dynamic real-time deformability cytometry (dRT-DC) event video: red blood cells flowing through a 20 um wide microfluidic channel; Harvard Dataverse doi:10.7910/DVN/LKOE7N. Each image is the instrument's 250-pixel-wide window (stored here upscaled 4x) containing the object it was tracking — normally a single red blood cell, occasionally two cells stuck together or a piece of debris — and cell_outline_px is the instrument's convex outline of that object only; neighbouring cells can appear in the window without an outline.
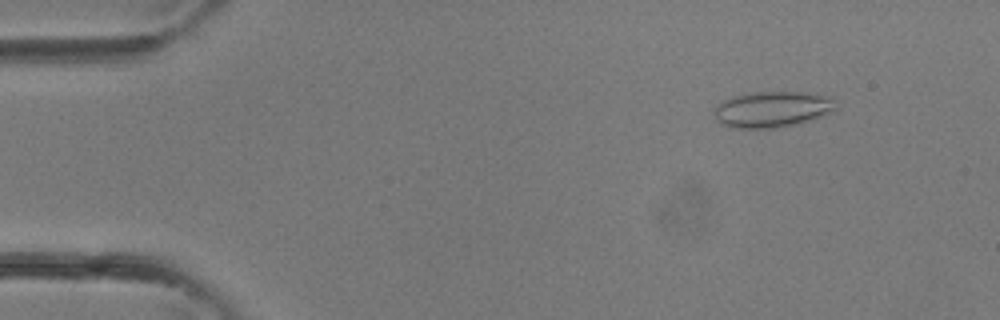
{"species": "common noctule bat (a hibernating species)", "species_latin": "Nyctalus noctula", "temperature_condition": "room temperature", "stored_images_in_passage": 37, "camera_frame_rate_fps": 3000, "um_per_image_px": 0.085, "animal": {"sex": "female"}, "frame": {"image": 1, "passage_image": 4, "time_ms": 1.0, "image_size_px": [1000, 320], "cell_outline_px": [[836, 108], [820, 116], [796, 124], [772, 128], [732, 128], [720, 124], [716, 120], [716, 104], [732, 96], [756, 92], [800, 92], [832, 96]], "centroid_in_image_um": [65.6, 9.29], "position_along_channel_um": 19.4, "area_um2": 25.26}}
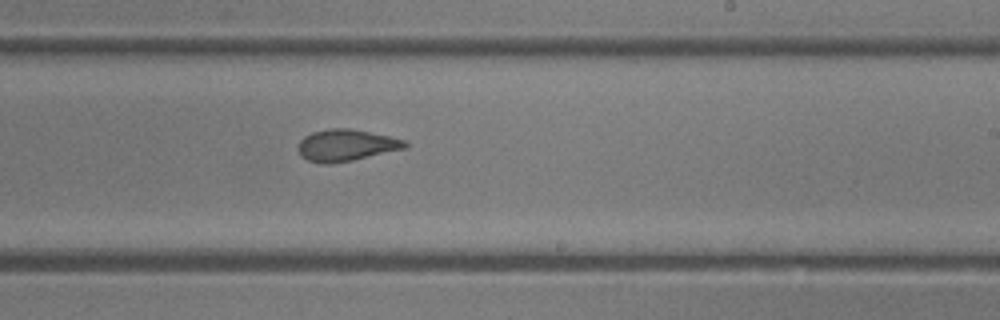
{"frame": {"image": 2, "passage_image": 22, "time_ms": 7.0, "image_size_px": [1000, 320], "cell_outline_px": [[408, 148], [352, 160], [328, 164], [320, 164], [308, 160], [300, 156], [300, 140], [304, 136], [312, 132], [328, 128], [348, 128], [388, 136], [404, 140], [408, 144]], "centroid_in_image_um": [29.42, 12.35], "position_along_channel_um": 259.6, "area_um2": 19.59}}
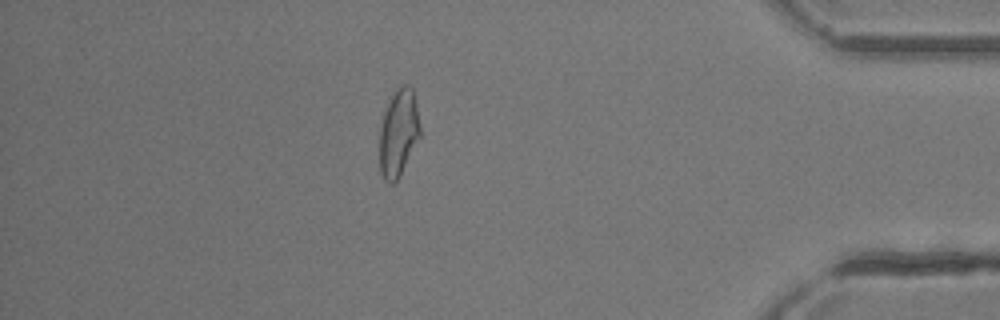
{"frame": {"image": 3, "passage_image": 32, "time_ms": 10.333, "image_size_px": [1000, 320], "cell_outline_px": [[420, 136], [396, 180], [392, 184], [384, 180], [380, 172], [380, 124], [384, 112], [396, 88], [404, 84], [408, 84], [412, 88], [416, 104], [420, 124]], "centroid_in_image_um": [33.86, 11.26], "position_along_channel_um": 401.3, "area_um2": 20.23}}